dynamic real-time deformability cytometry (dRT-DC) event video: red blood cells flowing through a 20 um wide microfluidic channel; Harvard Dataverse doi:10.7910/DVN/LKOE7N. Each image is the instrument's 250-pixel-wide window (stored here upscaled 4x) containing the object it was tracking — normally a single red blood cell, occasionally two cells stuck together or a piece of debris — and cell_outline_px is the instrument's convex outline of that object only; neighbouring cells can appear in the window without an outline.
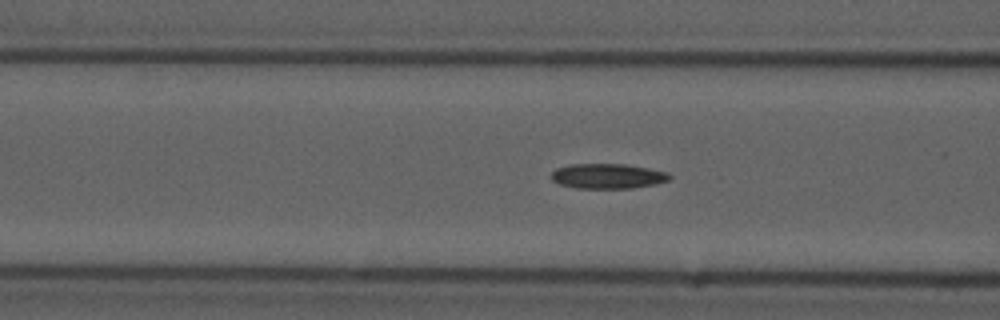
{"species": "common noctule bat (a hibernating species)", "species_latin": "Nyctalus noctula", "temperature_condition": "cold", "stored_images_in_passage": 51, "camera_frame_rate_fps": 3000, "um_per_image_px": 0.085, "animal": {"sex": "male", "forearm_length_mm": 52.5}, "frame": {"image": 1, "passage_image": 17, "time_ms": 5.333, "image_size_px": [1000, 320], "cell_outline_px": [[672, 176], [668, 180], [656, 184], [632, 188], [576, 188], [560, 184], [552, 180], [552, 172], [556, 168], [568, 164], [624, 164], [648, 168], [668, 172]], "centroid_in_image_um": [51.66, 14.96], "position_along_channel_um": 114.9, "area_um2": 17.22}}
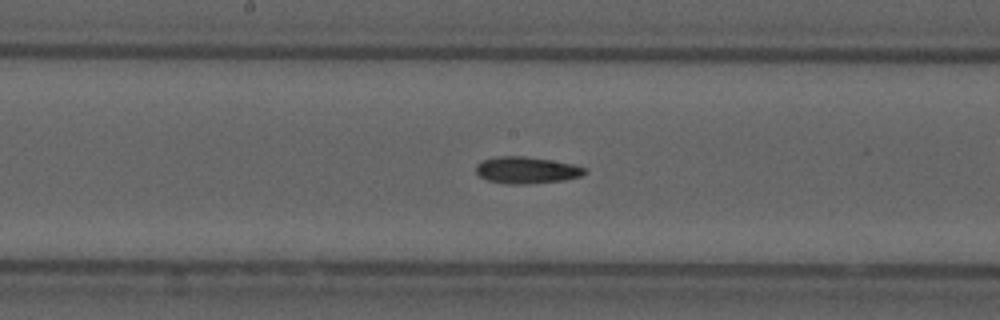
{"frame": {"image": 2, "passage_image": 24, "time_ms": 7.667, "image_size_px": [1000, 320], "cell_outline_px": [[588, 172], [580, 176], [564, 180], [528, 184], [508, 184], [488, 180], [480, 176], [476, 172], [476, 164], [484, 160], [500, 156], [524, 156], [552, 160], [572, 164], [588, 168]], "centroid_in_image_um": [44.79, 14.46], "position_along_channel_um": 203.4, "area_um2": 16.94}}
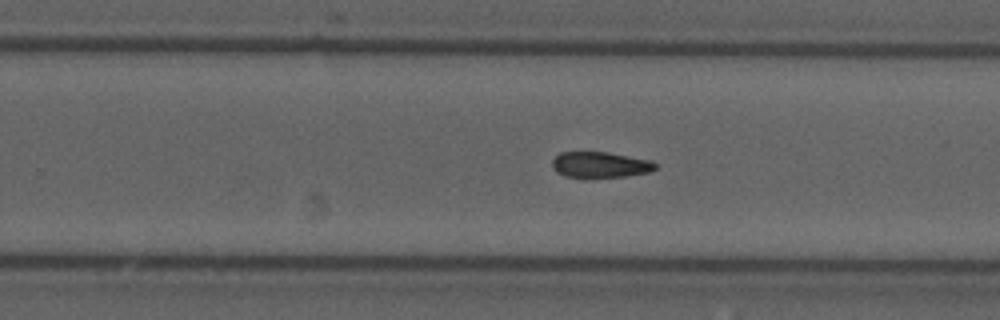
{"frame": {"image": 3, "passage_image": 30, "time_ms": 9.667, "image_size_px": [1000, 320], "cell_outline_px": [[660, 164], [652, 172], [624, 176], [588, 180], [584, 180], [564, 176], [556, 172], [552, 168], [552, 160], [560, 152], [608, 152], [652, 160]], "centroid_in_image_um": [51.02, 14.04], "position_along_channel_um": 278.8, "area_um2": 16.42}, "authors_computed_cell_mechanics": {"area_um2": 16.5886, "velocity_mm_per_s": 3.7826, "shape_relaxation_time_tau1_ms": null, "shape_relaxation_time_tau2_ms": 10.5982, "deformation_change_tau1": null, "deformation_change_tau2": 0.1752}}